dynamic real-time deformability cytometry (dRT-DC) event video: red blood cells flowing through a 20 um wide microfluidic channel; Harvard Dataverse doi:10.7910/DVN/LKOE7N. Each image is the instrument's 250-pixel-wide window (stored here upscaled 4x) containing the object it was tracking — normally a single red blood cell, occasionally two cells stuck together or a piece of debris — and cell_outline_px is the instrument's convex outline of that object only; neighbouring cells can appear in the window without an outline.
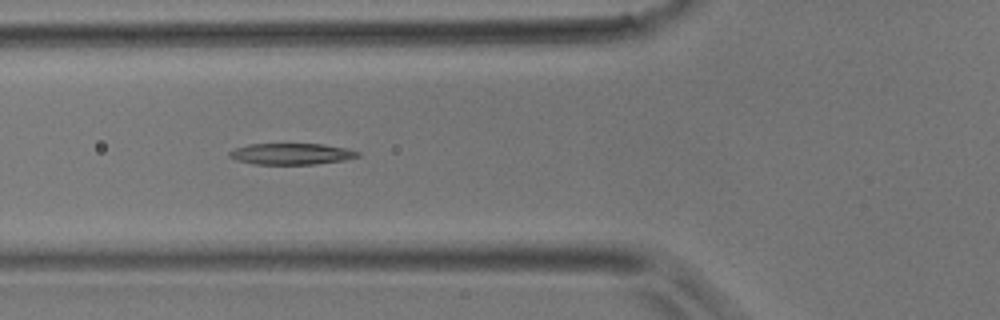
{"species": "common noctule bat (a hibernating species)", "species_latin": "Nyctalus noctula", "temperature_condition": "room temperature", "stored_images_in_passage": 5, "camera_frame_rate_fps": 3000, "um_per_image_px": 0.085, "animal": {"sex": "male", "body_mass_g": 17.9}, "frame": {"image": 1, "passage_image": 4, "time_ms": 1.0, "image_size_px": [1000, 320], "cell_outline_px": [[360, 156], [344, 160], [316, 164], [252, 164], [236, 160], [228, 156], [228, 152], [236, 148], [248, 144], [324, 144], [348, 148], [360, 152]], "centroid_in_image_um": [24.78, 13.08], "position_along_channel_um": 101.0, "area_um2": 16.01}}
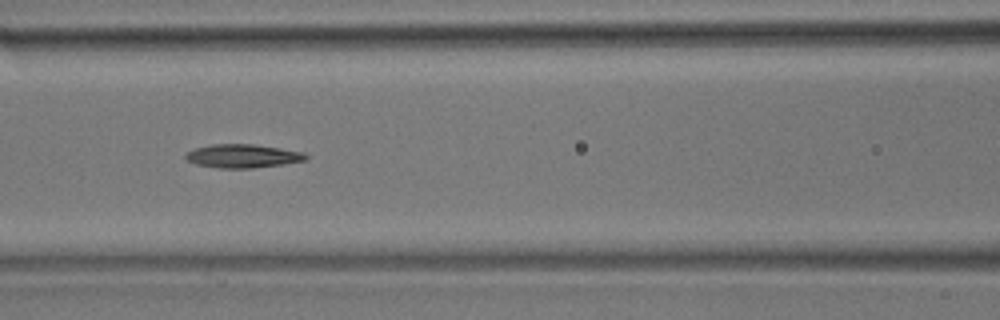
{"frame": {"image": 2, "passage_image": 5, "time_ms": 1.333, "image_size_px": [1000, 320], "cell_outline_px": [[308, 160], [284, 164], [252, 168], [220, 168], [196, 164], [184, 160], [184, 156], [188, 152], [196, 148], [212, 144], [252, 144], [280, 148], [304, 152], [308, 156]], "centroid_in_image_um": [20.64, 13.26], "position_along_channel_um": 146.0, "area_um2": 16.53}}